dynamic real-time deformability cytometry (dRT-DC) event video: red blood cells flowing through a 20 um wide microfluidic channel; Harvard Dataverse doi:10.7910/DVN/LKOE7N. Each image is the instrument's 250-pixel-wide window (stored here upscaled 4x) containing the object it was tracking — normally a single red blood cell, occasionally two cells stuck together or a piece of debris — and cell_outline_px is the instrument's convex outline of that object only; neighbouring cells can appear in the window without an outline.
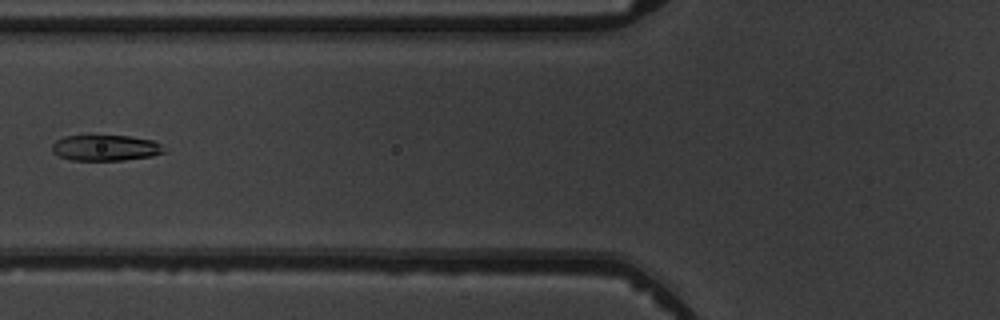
{"species": "common noctule bat (a hibernating species)", "species_latin": "Nyctalus noctula", "temperature_condition": "warm", "stored_images_in_passage": 5, "camera_frame_rate_fps": 3000, "um_per_image_px": 0.085, "animal": {"sex": "male", "body_mass_g": 19.5, "forearm_length_mm": 54.6}, "frame": {"image": 1, "passage_image": 5, "time_ms": 4.333, "image_size_px": [1000, 320], "cell_outline_px": [[164, 152], [152, 156], [124, 160], [72, 160], [60, 156], [52, 152], [52, 144], [56, 140], [64, 136], [128, 136], [152, 140], [160, 144]], "centroid_in_image_um": [8.94, 12.57], "position_along_channel_um": 116.9, "area_um2": 16.65}}